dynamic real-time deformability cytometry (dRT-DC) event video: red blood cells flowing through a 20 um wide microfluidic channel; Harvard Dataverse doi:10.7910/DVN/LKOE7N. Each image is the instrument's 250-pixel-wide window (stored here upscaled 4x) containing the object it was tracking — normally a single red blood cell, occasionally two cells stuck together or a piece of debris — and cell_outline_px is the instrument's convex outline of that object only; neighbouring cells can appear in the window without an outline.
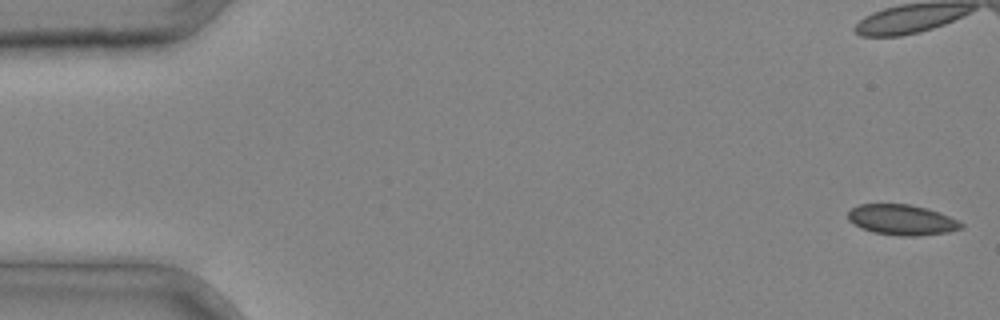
{"species": "common noctule bat (a hibernating species)", "species_latin": "Nyctalus noctula", "temperature_condition": "cold", "stored_images_in_passage": 5, "camera_frame_rate_fps": 3000, "um_per_image_px": 0.085, "animal": {"sex": "male", "body_mass_g": 20.4}, "frame": {"image": 1, "passage_image": 1, "time_ms": 0.0, "image_size_px": [1000, 320], "cell_outline_px": [[964, 228], [948, 232], [920, 236], [900, 236], [876, 232], [860, 228], [848, 220], [848, 212], [852, 208], [860, 204], [908, 204], [928, 208], [940, 212], [964, 224]], "centroid_in_image_um": [76.68, 18.69], "position_along_channel_um": 8.3, "area_um2": 20.11}}